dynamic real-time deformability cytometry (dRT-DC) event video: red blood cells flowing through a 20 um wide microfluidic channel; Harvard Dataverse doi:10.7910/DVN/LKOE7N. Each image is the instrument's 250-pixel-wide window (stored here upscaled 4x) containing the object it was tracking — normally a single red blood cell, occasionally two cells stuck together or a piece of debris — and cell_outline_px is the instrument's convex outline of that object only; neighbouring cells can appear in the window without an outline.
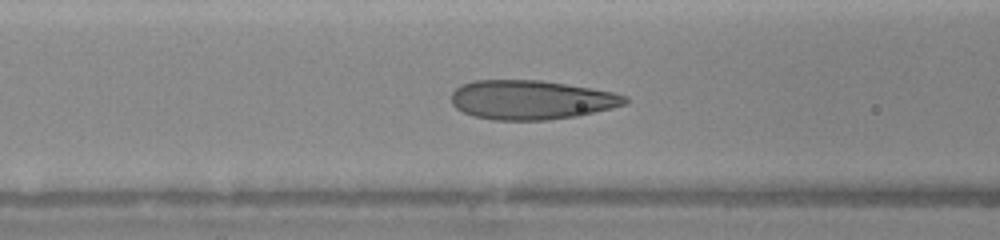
{"species": "human", "species_latin": "Homo sapiens", "temperature_condition": "warm", "stored_images_in_passage": 46, "camera_frame_rate_fps": 3000, "um_per_image_px": 0.085, "donor": {"sex": "female"}, "frame": {"image": 1, "passage_image": 16, "time_ms": 4.0, "image_size_px": [1000, 240], "cell_outline_px": [[628, 100], [624, 104], [612, 108], [576, 116], [548, 120], [492, 120], [472, 116], [456, 108], [452, 104], [452, 92], [460, 84], [476, 80], [540, 80], [592, 88], [612, 92], [628, 96]], "centroid_in_image_um": [45.13, 8.49], "position_along_channel_um": 121.5, "area_um2": 39.77}}
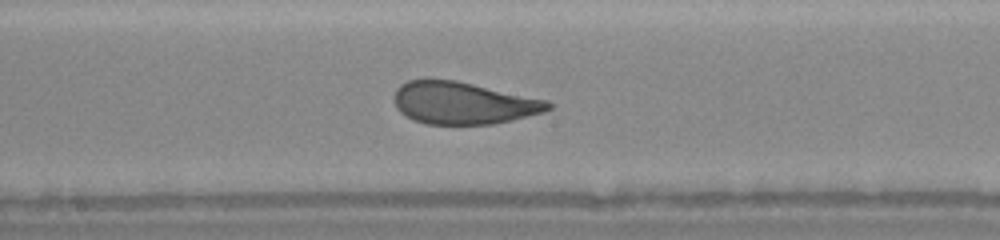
{"frame": {"image": 2, "passage_image": 24, "time_ms": 6.0, "image_size_px": [1000, 240], "cell_outline_px": [[552, 108], [544, 112], [492, 124], [424, 124], [412, 120], [400, 112], [396, 108], [392, 96], [396, 88], [400, 84], [408, 80], [456, 80], [548, 100], [552, 104]], "centroid_in_image_um": [39.33, 8.76], "position_along_channel_um": 208.9, "area_um2": 37.97}}
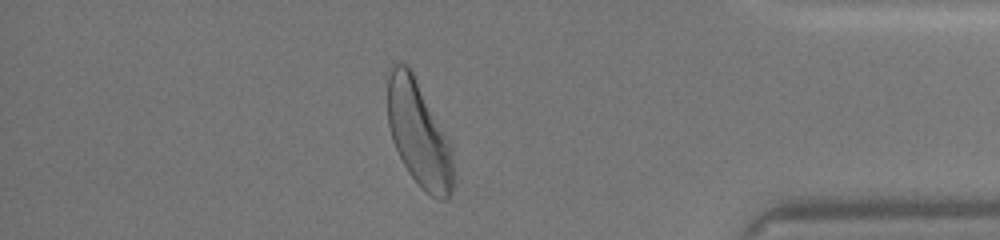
{"frame": {"image": 3, "passage_image": 43, "time_ms": 11.0, "image_size_px": [1000, 240], "cell_outline_px": [[452, 188], [448, 200], [440, 200], [432, 196], [420, 188], [408, 172], [392, 140], [388, 124], [388, 68], [396, 60], [404, 64], [412, 72], [452, 144]], "centroid_in_image_um": [35.58, 11.37], "position_along_channel_um": 399.6, "area_um2": 40.29}}